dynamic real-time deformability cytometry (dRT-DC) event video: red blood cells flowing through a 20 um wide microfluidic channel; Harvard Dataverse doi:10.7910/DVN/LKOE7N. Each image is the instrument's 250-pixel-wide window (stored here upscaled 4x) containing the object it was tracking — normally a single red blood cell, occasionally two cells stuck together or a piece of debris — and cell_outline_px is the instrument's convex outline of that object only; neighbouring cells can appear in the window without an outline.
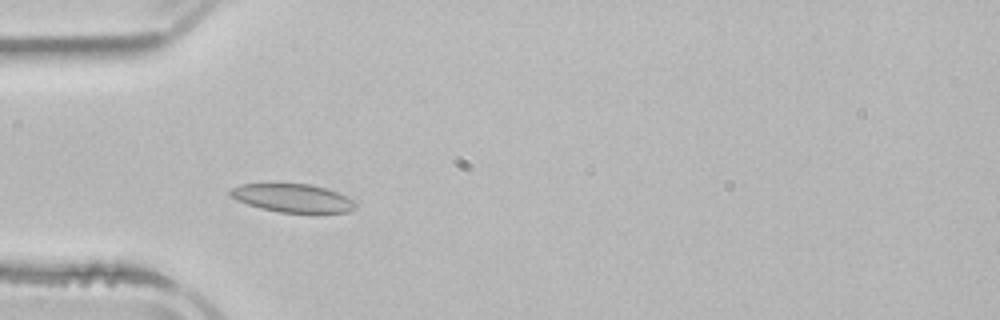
{"species": "common noctule bat (a hibernating species)", "species_latin": "Nyctalus noctula", "temperature_condition": "room temperature", "stored_images_in_passage": 4, "camera_frame_rate_fps": 3000, "um_per_image_px": 0.085, "animal": {"sex": "male", "body_mass_g": 21.5, "forearm_length_mm": 52.0}, "frame": {"image": 1, "passage_image": 2, "time_ms": 1.333, "image_size_px": [1000, 320], "cell_outline_px": [[356, 208], [348, 212], [280, 212], [260, 208], [236, 200], [228, 192], [232, 188], [240, 184], [312, 184], [328, 188], [352, 200], [356, 204]], "centroid_in_image_um": [24.86, 16.83], "position_along_channel_um": 60.1, "area_um2": 20.4}}
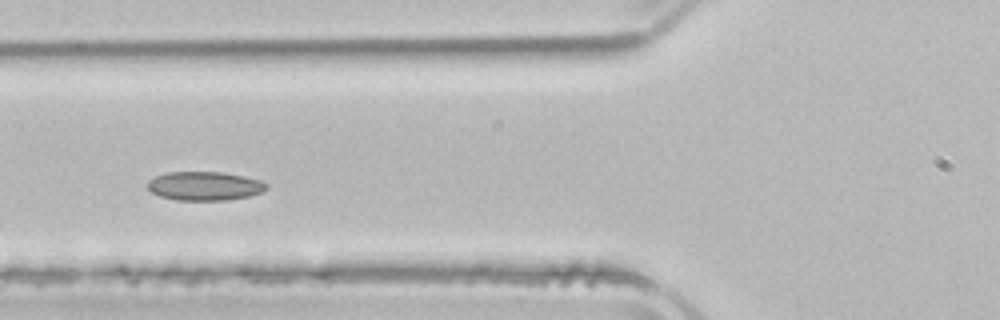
{"frame": {"image": 2, "passage_image": 3, "time_ms": 2.667, "image_size_px": [1000, 320], "cell_outline_px": [[268, 188], [260, 192], [248, 196], [228, 200], [176, 200], [160, 196], [152, 192], [148, 188], [148, 180], [156, 176], [168, 172], [224, 172], [244, 176], [260, 180], [268, 184]], "centroid_in_image_um": [17.4, 15.8], "position_along_channel_um": 108.4, "area_um2": 19.94}}
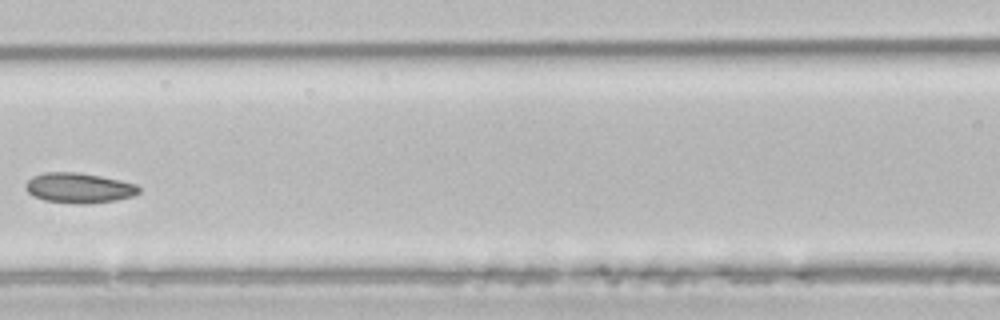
{"frame": {"image": 3, "passage_image": 4, "time_ms": 4.0, "image_size_px": [1000, 320], "cell_outline_px": [[140, 192], [132, 196], [116, 200], [88, 204], [76, 204], [44, 200], [28, 192], [24, 188], [24, 184], [32, 176], [44, 172], [80, 172], [120, 180], [136, 184], [140, 188]], "centroid_in_image_um": [6.7, 15.97], "position_along_channel_um": 159.9, "area_um2": 20.0}}